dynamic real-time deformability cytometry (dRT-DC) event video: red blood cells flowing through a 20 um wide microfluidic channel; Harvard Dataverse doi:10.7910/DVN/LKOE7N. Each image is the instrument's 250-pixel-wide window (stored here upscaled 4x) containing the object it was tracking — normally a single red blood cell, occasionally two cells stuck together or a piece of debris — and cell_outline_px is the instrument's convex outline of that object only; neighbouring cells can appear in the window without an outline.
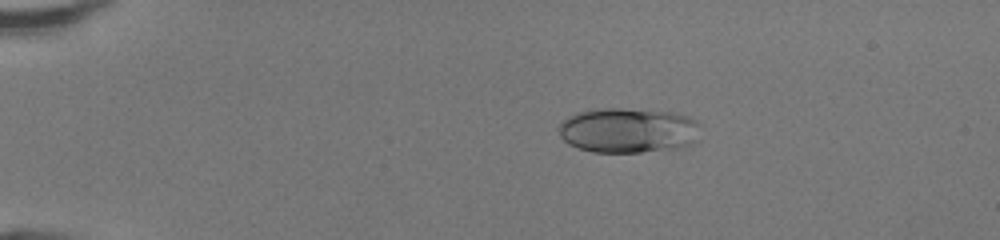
{"species": "human", "species_latin": "Homo sapiens", "temperature_condition": "room temperature", "stored_images_in_passage": 39, "camera_frame_rate_fps": 3000, "um_per_image_px": 0.085, "donor": {"sex": "female"}, "frame": {"image": 1, "passage_image": 1, "time_ms": 0.0, "image_size_px": [1000, 240], "cell_outline_px": [[700, 124], [692, 140], [688, 144], [676, 148], [640, 152], [592, 152], [568, 144], [560, 136], [556, 128], [568, 116], [576, 112], [596, 108], [620, 108], [672, 112], [688, 116], [696, 120]], "centroid_in_image_um": [53.31, 11.06], "position_along_channel_um": 31.7, "area_um2": 37.05}}
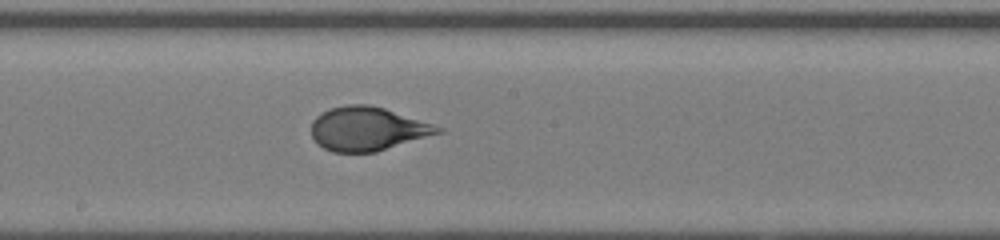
{"frame": {"image": 2, "passage_image": 19, "time_ms": 6.0, "image_size_px": [1000, 240], "cell_outline_px": [[444, 132], [376, 152], [332, 152], [324, 148], [312, 136], [312, 120], [316, 116], [332, 108], [348, 104], [368, 104], [384, 108], [444, 128]], "centroid_in_image_um": [31.26, 10.95], "position_along_channel_um": 216.9, "area_um2": 32.02}}
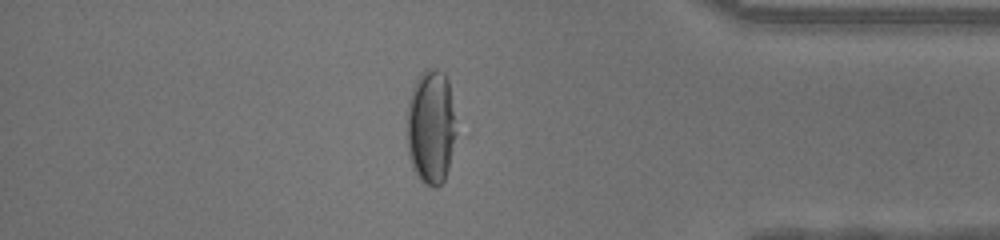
{"frame": {"image": 3, "passage_image": 33, "time_ms": 10.667, "image_size_px": [1000, 240], "cell_outline_px": [[456, 132], [448, 168], [444, 180], [436, 188], [432, 188], [424, 184], [420, 180], [412, 168], [408, 156], [408, 100], [412, 88], [416, 80], [428, 68], [436, 68], [444, 72], [448, 80]], "centroid_in_image_um": [36.62, 10.82], "position_along_channel_um": 398.6, "area_um2": 32.66}, "authors_computed_cell_mechanics": {"area_um2": 33.0616, "velocity_mm_per_s": 4.3247, "shape_relaxation_time_tau1_ms": 3.9463, "shape_relaxation_time_tau2_ms": null, "deformation_change_tau1": 0.2027, "deformation_change_tau2": null}}